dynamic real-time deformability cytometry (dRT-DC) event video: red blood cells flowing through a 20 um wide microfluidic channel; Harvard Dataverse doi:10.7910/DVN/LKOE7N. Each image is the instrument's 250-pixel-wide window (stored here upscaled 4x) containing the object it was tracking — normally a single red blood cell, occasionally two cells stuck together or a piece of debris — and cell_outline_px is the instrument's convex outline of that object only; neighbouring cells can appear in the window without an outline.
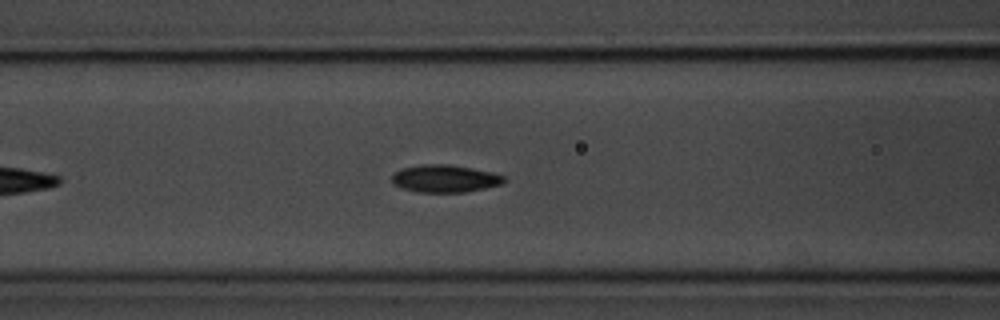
{"species": "common noctule bat (a hibernating species)", "species_latin": "Nyctalus noctula", "temperature_condition": "room temperature", "stored_images_in_passage": 38, "camera_frame_rate_fps": 3000, "um_per_image_px": 0.085, "animal": {"sex": "male", "body_mass_g": 20.1, "forearm_length_mm": 53.5}, "frame": {"image": 1, "passage_image": 11, "time_ms": 3.333, "image_size_px": [1000, 320], "cell_outline_px": [[504, 180], [500, 184], [484, 188], [464, 192], [416, 192], [400, 188], [392, 184], [392, 172], [404, 168], [420, 164], [448, 164], [492, 172], [504, 176]], "centroid_in_image_um": [37.73, 15.18], "position_along_channel_um": 128.9, "area_um2": 17.92}}
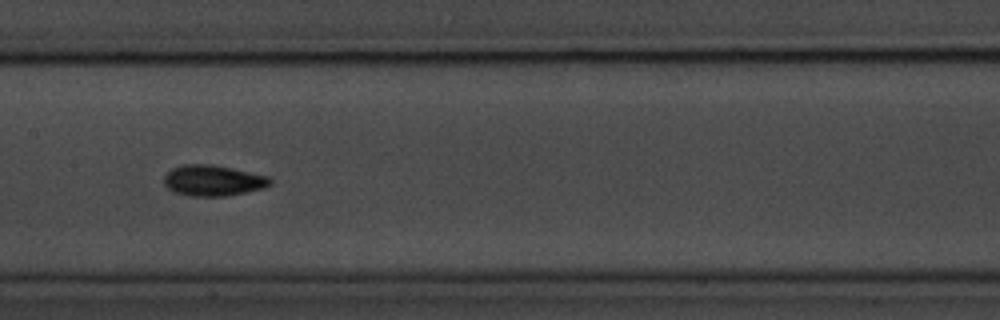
{"frame": {"image": 2, "passage_image": 16, "time_ms": 5.0, "image_size_px": [1000, 320], "cell_outline_px": [[272, 184], [264, 188], [228, 196], [192, 196], [176, 192], [168, 188], [164, 184], [164, 176], [172, 168], [184, 164], [212, 164], [232, 168], [268, 176], [272, 180]], "centroid_in_image_um": [18.13, 15.34], "position_along_channel_um": 189.3, "area_um2": 19.07}}